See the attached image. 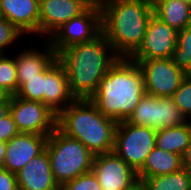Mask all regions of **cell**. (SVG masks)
<instances>
[{
	"label": "cell",
	"mask_w": 191,
	"mask_h": 190,
	"mask_svg": "<svg viewBox=\"0 0 191 190\" xmlns=\"http://www.w3.org/2000/svg\"><path fill=\"white\" fill-rule=\"evenodd\" d=\"M102 33V10L100 5L92 4L79 16L59 27L48 39L58 55L63 49L87 43Z\"/></svg>",
	"instance_id": "7"
},
{
	"label": "cell",
	"mask_w": 191,
	"mask_h": 190,
	"mask_svg": "<svg viewBox=\"0 0 191 190\" xmlns=\"http://www.w3.org/2000/svg\"><path fill=\"white\" fill-rule=\"evenodd\" d=\"M53 177L59 187L92 170L94 154L79 140L56 128L47 138Z\"/></svg>",
	"instance_id": "5"
},
{
	"label": "cell",
	"mask_w": 191,
	"mask_h": 190,
	"mask_svg": "<svg viewBox=\"0 0 191 190\" xmlns=\"http://www.w3.org/2000/svg\"><path fill=\"white\" fill-rule=\"evenodd\" d=\"M40 0H0V16L24 35L39 36Z\"/></svg>",
	"instance_id": "17"
},
{
	"label": "cell",
	"mask_w": 191,
	"mask_h": 190,
	"mask_svg": "<svg viewBox=\"0 0 191 190\" xmlns=\"http://www.w3.org/2000/svg\"><path fill=\"white\" fill-rule=\"evenodd\" d=\"M182 156L155 147L147 156L144 165L137 171L138 179L167 175L180 171Z\"/></svg>",
	"instance_id": "19"
},
{
	"label": "cell",
	"mask_w": 191,
	"mask_h": 190,
	"mask_svg": "<svg viewBox=\"0 0 191 190\" xmlns=\"http://www.w3.org/2000/svg\"><path fill=\"white\" fill-rule=\"evenodd\" d=\"M19 190H61L51 170L46 148L16 173Z\"/></svg>",
	"instance_id": "16"
},
{
	"label": "cell",
	"mask_w": 191,
	"mask_h": 190,
	"mask_svg": "<svg viewBox=\"0 0 191 190\" xmlns=\"http://www.w3.org/2000/svg\"><path fill=\"white\" fill-rule=\"evenodd\" d=\"M49 135L18 133L6 142L3 167L11 173H18L23 166L40 154L46 147Z\"/></svg>",
	"instance_id": "14"
},
{
	"label": "cell",
	"mask_w": 191,
	"mask_h": 190,
	"mask_svg": "<svg viewBox=\"0 0 191 190\" xmlns=\"http://www.w3.org/2000/svg\"><path fill=\"white\" fill-rule=\"evenodd\" d=\"M102 190H126L137 179V172L113 151L94 156L91 170Z\"/></svg>",
	"instance_id": "12"
},
{
	"label": "cell",
	"mask_w": 191,
	"mask_h": 190,
	"mask_svg": "<svg viewBox=\"0 0 191 190\" xmlns=\"http://www.w3.org/2000/svg\"><path fill=\"white\" fill-rule=\"evenodd\" d=\"M144 76L145 94L155 97H172L187 75L171 58L133 60Z\"/></svg>",
	"instance_id": "10"
},
{
	"label": "cell",
	"mask_w": 191,
	"mask_h": 190,
	"mask_svg": "<svg viewBox=\"0 0 191 190\" xmlns=\"http://www.w3.org/2000/svg\"><path fill=\"white\" fill-rule=\"evenodd\" d=\"M156 132L147 126L120 121L115 131L113 152L137 172L156 147Z\"/></svg>",
	"instance_id": "6"
},
{
	"label": "cell",
	"mask_w": 191,
	"mask_h": 190,
	"mask_svg": "<svg viewBox=\"0 0 191 190\" xmlns=\"http://www.w3.org/2000/svg\"><path fill=\"white\" fill-rule=\"evenodd\" d=\"M145 94L144 76L130 58H119L99 82L89 100L106 117L125 121Z\"/></svg>",
	"instance_id": "2"
},
{
	"label": "cell",
	"mask_w": 191,
	"mask_h": 190,
	"mask_svg": "<svg viewBox=\"0 0 191 190\" xmlns=\"http://www.w3.org/2000/svg\"><path fill=\"white\" fill-rule=\"evenodd\" d=\"M85 0H40L39 36L47 39L64 23L83 13Z\"/></svg>",
	"instance_id": "13"
},
{
	"label": "cell",
	"mask_w": 191,
	"mask_h": 190,
	"mask_svg": "<svg viewBox=\"0 0 191 190\" xmlns=\"http://www.w3.org/2000/svg\"><path fill=\"white\" fill-rule=\"evenodd\" d=\"M187 121H191V74L186 75L171 97Z\"/></svg>",
	"instance_id": "26"
},
{
	"label": "cell",
	"mask_w": 191,
	"mask_h": 190,
	"mask_svg": "<svg viewBox=\"0 0 191 190\" xmlns=\"http://www.w3.org/2000/svg\"><path fill=\"white\" fill-rule=\"evenodd\" d=\"M0 190H19L16 174L0 168Z\"/></svg>",
	"instance_id": "30"
},
{
	"label": "cell",
	"mask_w": 191,
	"mask_h": 190,
	"mask_svg": "<svg viewBox=\"0 0 191 190\" xmlns=\"http://www.w3.org/2000/svg\"><path fill=\"white\" fill-rule=\"evenodd\" d=\"M16 62L14 58H9L5 54L0 55V87L11 96L18 92Z\"/></svg>",
	"instance_id": "25"
},
{
	"label": "cell",
	"mask_w": 191,
	"mask_h": 190,
	"mask_svg": "<svg viewBox=\"0 0 191 190\" xmlns=\"http://www.w3.org/2000/svg\"><path fill=\"white\" fill-rule=\"evenodd\" d=\"M109 0H91V5L96 4V5H102L103 3L107 2Z\"/></svg>",
	"instance_id": "36"
},
{
	"label": "cell",
	"mask_w": 191,
	"mask_h": 190,
	"mask_svg": "<svg viewBox=\"0 0 191 190\" xmlns=\"http://www.w3.org/2000/svg\"><path fill=\"white\" fill-rule=\"evenodd\" d=\"M143 180L150 190H191V171L184 168L174 173Z\"/></svg>",
	"instance_id": "22"
},
{
	"label": "cell",
	"mask_w": 191,
	"mask_h": 190,
	"mask_svg": "<svg viewBox=\"0 0 191 190\" xmlns=\"http://www.w3.org/2000/svg\"><path fill=\"white\" fill-rule=\"evenodd\" d=\"M43 51L27 49L14 56L16 62L17 78H33L41 73L56 57L50 42L44 40Z\"/></svg>",
	"instance_id": "18"
},
{
	"label": "cell",
	"mask_w": 191,
	"mask_h": 190,
	"mask_svg": "<svg viewBox=\"0 0 191 190\" xmlns=\"http://www.w3.org/2000/svg\"><path fill=\"white\" fill-rule=\"evenodd\" d=\"M6 143L0 141V168L3 167L5 159Z\"/></svg>",
	"instance_id": "34"
},
{
	"label": "cell",
	"mask_w": 191,
	"mask_h": 190,
	"mask_svg": "<svg viewBox=\"0 0 191 190\" xmlns=\"http://www.w3.org/2000/svg\"><path fill=\"white\" fill-rule=\"evenodd\" d=\"M177 46V31L152 15L147 23L145 36L131 60L171 58Z\"/></svg>",
	"instance_id": "11"
},
{
	"label": "cell",
	"mask_w": 191,
	"mask_h": 190,
	"mask_svg": "<svg viewBox=\"0 0 191 190\" xmlns=\"http://www.w3.org/2000/svg\"><path fill=\"white\" fill-rule=\"evenodd\" d=\"M182 166L184 169L191 171V141L182 155Z\"/></svg>",
	"instance_id": "31"
},
{
	"label": "cell",
	"mask_w": 191,
	"mask_h": 190,
	"mask_svg": "<svg viewBox=\"0 0 191 190\" xmlns=\"http://www.w3.org/2000/svg\"><path fill=\"white\" fill-rule=\"evenodd\" d=\"M102 33L119 58L140 47L153 15L152 0H109L101 5Z\"/></svg>",
	"instance_id": "3"
},
{
	"label": "cell",
	"mask_w": 191,
	"mask_h": 190,
	"mask_svg": "<svg viewBox=\"0 0 191 190\" xmlns=\"http://www.w3.org/2000/svg\"><path fill=\"white\" fill-rule=\"evenodd\" d=\"M153 14L177 32L191 25V5L180 0H152Z\"/></svg>",
	"instance_id": "20"
},
{
	"label": "cell",
	"mask_w": 191,
	"mask_h": 190,
	"mask_svg": "<svg viewBox=\"0 0 191 190\" xmlns=\"http://www.w3.org/2000/svg\"><path fill=\"white\" fill-rule=\"evenodd\" d=\"M18 133L19 131L16 128L11 113L9 112L0 119V141L6 143Z\"/></svg>",
	"instance_id": "29"
},
{
	"label": "cell",
	"mask_w": 191,
	"mask_h": 190,
	"mask_svg": "<svg viewBox=\"0 0 191 190\" xmlns=\"http://www.w3.org/2000/svg\"><path fill=\"white\" fill-rule=\"evenodd\" d=\"M11 95L0 87V102L7 100Z\"/></svg>",
	"instance_id": "35"
},
{
	"label": "cell",
	"mask_w": 191,
	"mask_h": 190,
	"mask_svg": "<svg viewBox=\"0 0 191 190\" xmlns=\"http://www.w3.org/2000/svg\"><path fill=\"white\" fill-rule=\"evenodd\" d=\"M180 1L185 2V3L189 4V5H191V0H180Z\"/></svg>",
	"instance_id": "37"
},
{
	"label": "cell",
	"mask_w": 191,
	"mask_h": 190,
	"mask_svg": "<svg viewBox=\"0 0 191 190\" xmlns=\"http://www.w3.org/2000/svg\"><path fill=\"white\" fill-rule=\"evenodd\" d=\"M17 96L29 100L43 103V92H45V69L33 78H17Z\"/></svg>",
	"instance_id": "24"
},
{
	"label": "cell",
	"mask_w": 191,
	"mask_h": 190,
	"mask_svg": "<svg viewBox=\"0 0 191 190\" xmlns=\"http://www.w3.org/2000/svg\"><path fill=\"white\" fill-rule=\"evenodd\" d=\"M89 5H91V0H85Z\"/></svg>",
	"instance_id": "38"
},
{
	"label": "cell",
	"mask_w": 191,
	"mask_h": 190,
	"mask_svg": "<svg viewBox=\"0 0 191 190\" xmlns=\"http://www.w3.org/2000/svg\"><path fill=\"white\" fill-rule=\"evenodd\" d=\"M57 58L66 70L70 92L75 99H89L119 59L103 33L90 42L63 49Z\"/></svg>",
	"instance_id": "1"
},
{
	"label": "cell",
	"mask_w": 191,
	"mask_h": 190,
	"mask_svg": "<svg viewBox=\"0 0 191 190\" xmlns=\"http://www.w3.org/2000/svg\"><path fill=\"white\" fill-rule=\"evenodd\" d=\"M126 121L155 130L176 127L187 122L171 97H155L147 94L143 95Z\"/></svg>",
	"instance_id": "8"
},
{
	"label": "cell",
	"mask_w": 191,
	"mask_h": 190,
	"mask_svg": "<svg viewBox=\"0 0 191 190\" xmlns=\"http://www.w3.org/2000/svg\"><path fill=\"white\" fill-rule=\"evenodd\" d=\"M22 35L24 36L13 24L0 16V55L4 54V49L15 44Z\"/></svg>",
	"instance_id": "27"
},
{
	"label": "cell",
	"mask_w": 191,
	"mask_h": 190,
	"mask_svg": "<svg viewBox=\"0 0 191 190\" xmlns=\"http://www.w3.org/2000/svg\"><path fill=\"white\" fill-rule=\"evenodd\" d=\"M117 124L89 99H75L57 115V128L82 142L94 155L113 151Z\"/></svg>",
	"instance_id": "4"
},
{
	"label": "cell",
	"mask_w": 191,
	"mask_h": 190,
	"mask_svg": "<svg viewBox=\"0 0 191 190\" xmlns=\"http://www.w3.org/2000/svg\"><path fill=\"white\" fill-rule=\"evenodd\" d=\"M10 113L19 133L50 135L57 128V114L39 101L12 95Z\"/></svg>",
	"instance_id": "9"
},
{
	"label": "cell",
	"mask_w": 191,
	"mask_h": 190,
	"mask_svg": "<svg viewBox=\"0 0 191 190\" xmlns=\"http://www.w3.org/2000/svg\"><path fill=\"white\" fill-rule=\"evenodd\" d=\"M61 190H102L97 177L91 171L67 182Z\"/></svg>",
	"instance_id": "28"
},
{
	"label": "cell",
	"mask_w": 191,
	"mask_h": 190,
	"mask_svg": "<svg viewBox=\"0 0 191 190\" xmlns=\"http://www.w3.org/2000/svg\"><path fill=\"white\" fill-rule=\"evenodd\" d=\"M75 100L71 94L64 66L56 57L45 68V92L43 104L57 115Z\"/></svg>",
	"instance_id": "15"
},
{
	"label": "cell",
	"mask_w": 191,
	"mask_h": 190,
	"mask_svg": "<svg viewBox=\"0 0 191 190\" xmlns=\"http://www.w3.org/2000/svg\"><path fill=\"white\" fill-rule=\"evenodd\" d=\"M10 112V97L0 102V119Z\"/></svg>",
	"instance_id": "33"
},
{
	"label": "cell",
	"mask_w": 191,
	"mask_h": 190,
	"mask_svg": "<svg viewBox=\"0 0 191 190\" xmlns=\"http://www.w3.org/2000/svg\"><path fill=\"white\" fill-rule=\"evenodd\" d=\"M126 190H150L144 180L137 179L128 189Z\"/></svg>",
	"instance_id": "32"
},
{
	"label": "cell",
	"mask_w": 191,
	"mask_h": 190,
	"mask_svg": "<svg viewBox=\"0 0 191 190\" xmlns=\"http://www.w3.org/2000/svg\"><path fill=\"white\" fill-rule=\"evenodd\" d=\"M172 59L185 74H191V25L177 32V46Z\"/></svg>",
	"instance_id": "23"
},
{
	"label": "cell",
	"mask_w": 191,
	"mask_h": 190,
	"mask_svg": "<svg viewBox=\"0 0 191 190\" xmlns=\"http://www.w3.org/2000/svg\"><path fill=\"white\" fill-rule=\"evenodd\" d=\"M190 141L191 121H187L176 127L157 130L155 145L159 149L182 156Z\"/></svg>",
	"instance_id": "21"
}]
</instances>
